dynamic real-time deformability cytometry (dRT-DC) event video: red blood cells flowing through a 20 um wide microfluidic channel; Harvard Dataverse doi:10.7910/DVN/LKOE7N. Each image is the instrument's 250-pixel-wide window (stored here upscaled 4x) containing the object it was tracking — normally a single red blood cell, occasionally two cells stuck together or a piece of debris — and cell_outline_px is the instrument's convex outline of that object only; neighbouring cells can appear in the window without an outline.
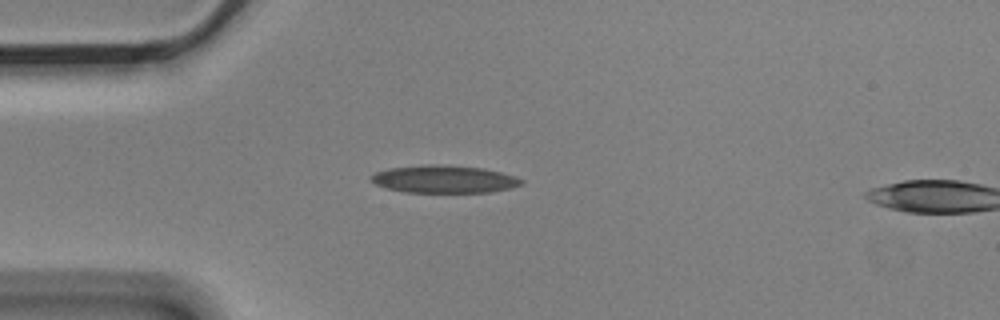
{"species": "Egyptian fruit bat (a non-hibernating species)", "species_latin": "Rousettus aegyptiacus", "temperature_condition": "cold", "stored_images_in_passage": 4, "camera_frame_rate_fps": 3000, "um_per_image_px": 0.085, "animal": {"sex": "male"}, "frame": {"image": 1, "passage_image": 3, "time_ms": 0.667, "image_size_px": [1000, 320], "cell_outline_px": [[524, 184], [512, 188], [492, 192], [404, 192], [388, 188], [376, 184], [368, 176], [376, 172], [388, 168], [484, 168], [516, 176], [524, 180]], "centroid_in_image_um": [37.84, 15.3], "position_along_channel_um": 47.2, "area_um2": 22.77}}